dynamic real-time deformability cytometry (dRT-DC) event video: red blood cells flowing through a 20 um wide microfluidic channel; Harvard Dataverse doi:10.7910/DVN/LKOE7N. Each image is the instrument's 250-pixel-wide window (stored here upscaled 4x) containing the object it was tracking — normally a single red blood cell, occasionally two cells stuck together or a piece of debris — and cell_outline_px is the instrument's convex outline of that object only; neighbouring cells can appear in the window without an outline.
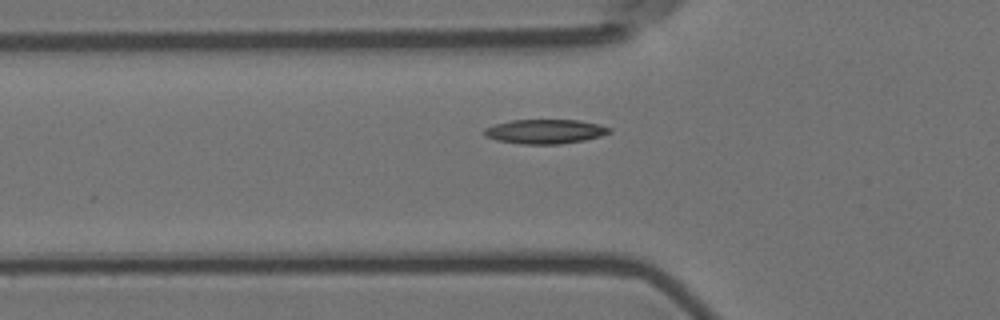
{"species": "Egyptian fruit bat (a non-hibernating species)", "species_latin": "Rousettus aegyptiacus", "temperature_condition": "room temperature", "stored_images_in_passage": 41, "camera_frame_rate_fps": 3000, "um_per_image_px": 0.085, "animal": {"sex": "female"}, "frame": {"image": 1, "passage_image": 3, "time_ms": 0.667, "image_size_px": [1000, 320], "cell_outline_px": [[612, 132], [600, 136], [584, 140], [560, 144], [524, 144], [496, 140], [484, 136], [484, 128], [496, 124], [512, 120], [580, 120], [600, 124], [612, 128]], "centroid_in_image_um": [46.36, 11.17], "position_along_channel_um": 79.4, "area_um2": 17.8}}
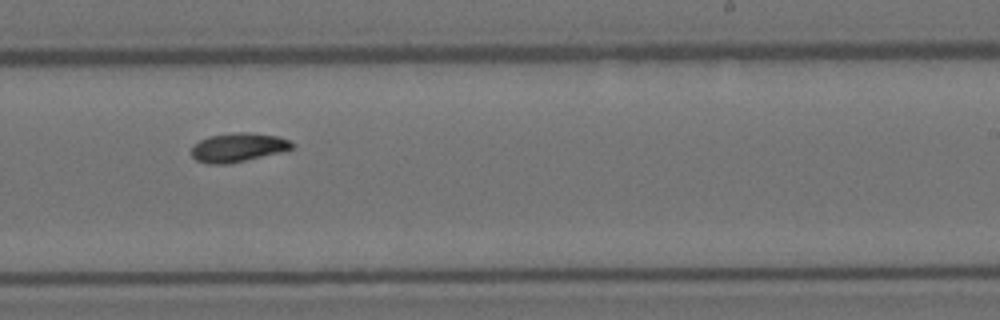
{"frame": {"image": 2, "passage_image": 19, "time_ms": 6.0, "image_size_px": [1000, 320], "cell_outline_px": [[292, 148], [280, 152], [228, 164], [208, 164], [196, 160], [192, 156], [192, 144], [208, 136], [236, 132], [248, 132], [276, 136], [288, 140], [292, 144]], "centroid_in_image_um": [20.17, 12.53], "position_along_channel_um": 268.8, "area_um2": 16.76}}
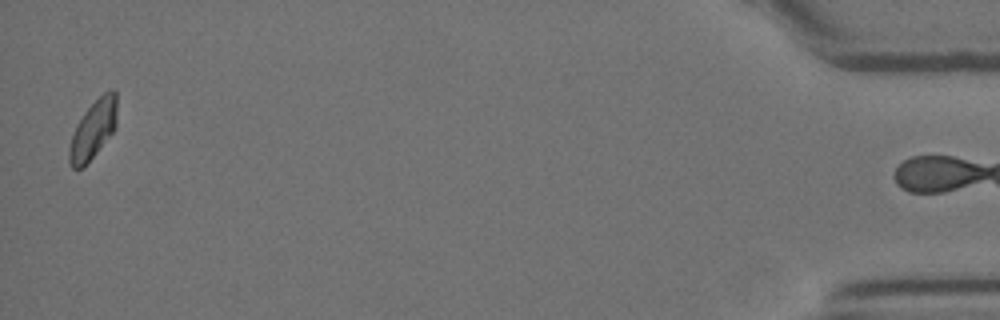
{"frame": {"image": 3, "passage_image": 40, "time_ms": 13.0, "image_size_px": [1000, 320], "cell_outline_px": [[116, 128], [96, 152], [80, 168], [72, 168], [68, 164], [68, 148], [76, 124], [84, 112], [108, 88], [112, 88], [116, 92]], "centroid_in_image_um": [7.91, 10.98], "position_along_channel_um": 427.3, "area_um2": 16.07}, "authors_computed_cell_mechanics": {"area_um2": 16.4152, "velocity_mm_per_s": 3.541, "shape_relaxation_time_tau1_ms": 4.2672, "shape_relaxation_time_tau2_ms": null, "deformation_change_tau1": 0.1159, "deformation_change_tau2": null}}